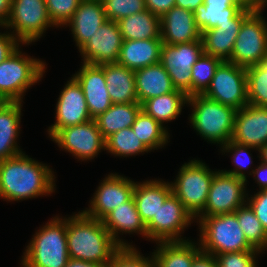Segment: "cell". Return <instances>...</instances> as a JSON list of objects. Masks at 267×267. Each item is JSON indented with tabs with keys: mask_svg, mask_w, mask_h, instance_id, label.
Listing matches in <instances>:
<instances>
[{
	"mask_svg": "<svg viewBox=\"0 0 267 267\" xmlns=\"http://www.w3.org/2000/svg\"><path fill=\"white\" fill-rule=\"evenodd\" d=\"M54 179L49 166L23 152L0 161V197L7 201L51 194L55 189Z\"/></svg>",
	"mask_w": 267,
	"mask_h": 267,
	"instance_id": "1",
	"label": "cell"
},
{
	"mask_svg": "<svg viewBox=\"0 0 267 267\" xmlns=\"http://www.w3.org/2000/svg\"><path fill=\"white\" fill-rule=\"evenodd\" d=\"M66 237L70 259L99 265L108 264L120 248L101 220L88 217L83 212L67 219Z\"/></svg>",
	"mask_w": 267,
	"mask_h": 267,
	"instance_id": "2",
	"label": "cell"
},
{
	"mask_svg": "<svg viewBox=\"0 0 267 267\" xmlns=\"http://www.w3.org/2000/svg\"><path fill=\"white\" fill-rule=\"evenodd\" d=\"M67 218L55 217L39 229L25 249L23 267H65L69 261Z\"/></svg>",
	"mask_w": 267,
	"mask_h": 267,
	"instance_id": "3",
	"label": "cell"
},
{
	"mask_svg": "<svg viewBox=\"0 0 267 267\" xmlns=\"http://www.w3.org/2000/svg\"><path fill=\"white\" fill-rule=\"evenodd\" d=\"M186 104L193 107L190 122L202 138L222 146L232 139L236 109L204 95L190 96Z\"/></svg>",
	"mask_w": 267,
	"mask_h": 267,
	"instance_id": "4",
	"label": "cell"
},
{
	"mask_svg": "<svg viewBox=\"0 0 267 267\" xmlns=\"http://www.w3.org/2000/svg\"><path fill=\"white\" fill-rule=\"evenodd\" d=\"M200 241L203 252L212 255L258 251L246 240L235 213H226L199 218Z\"/></svg>",
	"mask_w": 267,
	"mask_h": 267,
	"instance_id": "5",
	"label": "cell"
},
{
	"mask_svg": "<svg viewBox=\"0 0 267 267\" xmlns=\"http://www.w3.org/2000/svg\"><path fill=\"white\" fill-rule=\"evenodd\" d=\"M45 69L44 62L26 57L18 48L0 63V99L22 102L26 90L43 77Z\"/></svg>",
	"mask_w": 267,
	"mask_h": 267,
	"instance_id": "6",
	"label": "cell"
},
{
	"mask_svg": "<svg viewBox=\"0 0 267 267\" xmlns=\"http://www.w3.org/2000/svg\"><path fill=\"white\" fill-rule=\"evenodd\" d=\"M215 173L202 161L191 160L181 166L176 181L170 183L172 193L194 218L198 217L205 208Z\"/></svg>",
	"mask_w": 267,
	"mask_h": 267,
	"instance_id": "7",
	"label": "cell"
},
{
	"mask_svg": "<svg viewBox=\"0 0 267 267\" xmlns=\"http://www.w3.org/2000/svg\"><path fill=\"white\" fill-rule=\"evenodd\" d=\"M261 10L252 11L244 19L229 62L247 68L258 65L267 56V24Z\"/></svg>",
	"mask_w": 267,
	"mask_h": 267,
	"instance_id": "8",
	"label": "cell"
},
{
	"mask_svg": "<svg viewBox=\"0 0 267 267\" xmlns=\"http://www.w3.org/2000/svg\"><path fill=\"white\" fill-rule=\"evenodd\" d=\"M51 25L55 26L49 17L45 0H12L5 28L14 29L13 35L22 44L38 40Z\"/></svg>",
	"mask_w": 267,
	"mask_h": 267,
	"instance_id": "9",
	"label": "cell"
},
{
	"mask_svg": "<svg viewBox=\"0 0 267 267\" xmlns=\"http://www.w3.org/2000/svg\"><path fill=\"white\" fill-rule=\"evenodd\" d=\"M203 95L236 110L245 107L248 105L246 68L223 61Z\"/></svg>",
	"mask_w": 267,
	"mask_h": 267,
	"instance_id": "10",
	"label": "cell"
},
{
	"mask_svg": "<svg viewBox=\"0 0 267 267\" xmlns=\"http://www.w3.org/2000/svg\"><path fill=\"white\" fill-rule=\"evenodd\" d=\"M204 52L202 39L177 45L163 44L160 63L168 72L176 90L191 96V70Z\"/></svg>",
	"mask_w": 267,
	"mask_h": 267,
	"instance_id": "11",
	"label": "cell"
},
{
	"mask_svg": "<svg viewBox=\"0 0 267 267\" xmlns=\"http://www.w3.org/2000/svg\"><path fill=\"white\" fill-rule=\"evenodd\" d=\"M244 180L234 175L216 171L211 182L207 202L199 218L212 215L234 213L246 203V185Z\"/></svg>",
	"mask_w": 267,
	"mask_h": 267,
	"instance_id": "12",
	"label": "cell"
},
{
	"mask_svg": "<svg viewBox=\"0 0 267 267\" xmlns=\"http://www.w3.org/2000/svg\"><path fill=\"white\" fill-rule=\"evenodd\" d=\"M193 218L182 202L172 193L164 204L160 205L156 216L146 225L147 238L159 243L184 241L179 234L191 224Z\"/></svg>",
	"mask_w": 267,
	"mask_h": 267,
	"instance_id": "13",
	"label": "cell"
},
{
	"mask_svg": "<svg viewBox=\"0 0 267 267\" xmlns=\"http://www.w3.org/2000/svg\"><path fill=\"white\" fill-rule=\"evenodd\" d=\"M51 139L79 160L93 159L101 149H106V140L94 119L80 125L64 127Z\"/></svg>",
	"mask_w": 267,
	"mask_h": 267,
	"instance_id": "14",
	"label": "cell"
},
{
	"mask_svg": "<svg viewBox=\"0 0 267 267\" xmlns=\"http://www.w3.org/2000/svg\"><path fill=\"white\" fill-rule=\"evenodd\" d=\"M134 187V181L112 173L101 182L89 209L82 212L88 217L102 220L113 209L133 197Z\"/></svg>",
	"mask_w": 267,
	"mask_h": 267,
	"instance_id": "15",
	"label": "cell"
},
{
	"mask_svg": "<svg viewBox=\"0 0 267 267\" xmlns=\"http://www.w3.org/2000/svg\"><path fill=\"white\" fill-rule=\"evenodd\" d=\"M92 120L81 85L72 77L61 91L56 105V121L49 127L52 138L60 129Z\"/></svg>",
	"mask_w": 267,
	"mask_h": 267,
	"instance_id": "16",
	"label": "cell"
},
{
	"mask_svg": "<svg viewBox=\"0 0 267 267\" xmlns=\"http://www.w3.org/2000/svg\"><path fill=\"white\" fill-rule=\"evenodd\" d=\"M123 37L116 21H105L80 49L84 63L101 65L116 63Z\"/></svg>",
	"mask_w": 267,
	"mask_h": 267,
	"instance_id": "17",
	"label": "cell"
},
{
	"mask_svg": "<svg viewBox=\"0 0 267 267\" xmlns=\"http://www.w3.org/2000/svg\"><path fill=\"white\" fill-rule=\"evenodd\" d=\"M231 141L260 151L267 144V107L248 104L237 110Z\"/></svg>",
	"mask_w": 267,
	"mask_h": 267,
	"instance_id": "18",
	"label": "cell"
},
{
	"mask_svg": "<svg viewBox=\"0 0 267 267\" xmlns=\"http://www.w3.org/2000/svg\"><path fill=\"white\" fill-rule=\"evenodd\" d=\"M81 85L92 119L108 110L113 104L107 90L104 70L100 65L83 62L79 72L73 76Z\"/></svg>",
	"mask_w": 267,
	"mask_h": 267,
	"instance_id": "19",
	"label": "cell"
},
{
	"mask_svg": "<svg viewBox=\"0 0 267 267\" xmlns=\"http://www.w3.org/2000/svg\"><path fill=\"white\" fill-rule=\"evenodd\" d=\"M160 37L163 44L177 45L201 39L194 13L174 6L160 17Z\"/></svg>",
	"mask_w": 267,
	"mask_h": 267,
	"instance_id": "20",
	"label": "cell"
},
{
	"mask_svg": "<svg viewBox=\"0 0 267 267\" xmlns=\"http://www.w3.org/2000/svg\"><path fill=\"white\" fill-rule=\"evenodd\" d=\"M251 12L241 9L228 22L217 24V27L204 31L201 34L204 53L219 58L222 61H230L240 27L244 19Z\"/></svg>",
	"mask_w": 267,
	"mask_h": 267,
	"instance_id": "21",
	"label": "cell"
},
{
	"mask_svg": "<svg viewBox=\"0 0 267 267\" xmlns=\"http://www.w3.org/2000/svg\"><path fill=\"white\" fill-rule=\"evenodd\" d=\"M105 21L107 18L102 2L81 0L65 25H70L74 41L80 50Z\"/></svg>",
	"mask_w": 267,
	"mask_h": 267,
	"instance_id": "22",
	"label": "cell"
},
{
	"mask_svg": "<svg viewBox=\"0 0 267 267\" xmlns=\"http://www.w3.org/2000/svg\"><path fill=\"white\" fill-rule=\"evenodd\" d=\"M101 221L112 236L113 240L120 247H131V245L118 238L119 232H125V234L138 232L147 238L146 225L140 218L133 197L126 203H123L119 207L113 209Z\"/></svg>",
	"mask_w": 267,
	"mask_h": 267,
	"instance_id": "23",
	"label": "cell"
},
{
	"mask_svg": "<svg viewBox=\"0 0 267 267\" xmlns=\"http://www.w3.org/2000/svg\"><path fill=\"white\" fill-rule=\"evenodd\" d=\"M100 66L104 70L106 88L113 104L138 103L135 70L118 63H104Z\"/></svg>",
	"mask_w": 267,
	"mask_h": 267,
	"instance_id": "24",
	"label": "cell"
},
{
	"mask_svg": "<svg viewBox=\"0 0 267 267\" xmlns=\"http://www.w3.org/2000/svg\"><path fill=\"white\" fill-rule=\"evenodd\" d=\"M162 45L161 39L123 40L116 63L131 70L157 64Z\"/></svg>",
	"mask_w": 267,
	"mask_h": 267,
	"instance_id": "25",
	"label": "cell"
},
{
	"mask_svg": "<svg viewBox=\"0 0 267 267\" xmlns=\"http://www.w3.org/2000/svg\"><path fill=\"white\" fill-rule=\"evenodd\" d=\"M172 194L170 183L158 180L135 183L133 198L141 220L147 225L156 216L160 205Z\"/></svg>",
	"mask_w": 267,
	"mask_h": 267,
	"instance_id": "26",
	"label": "cell"
},
{
	"mask_svg": "<svg viewBox=\"0 0 267 267\" xmlns=\"http://www.w3.org/2000/svg\"><path fill=\"white\" fill-rule=\"evenodd\" d=\"M135 85L140 104L152 97L176 90L168 72L160 62L135 70Z\"/></svg>",
	"mask_w": 267,
	"mask_h": 267,
	"instance_id": "27",
	"label": "cell"
},
{
	"mask_svg": "<svg viewBox=\"0 0 267 267\" xmlns=\"http://www.w3.org/2000/svg\"><path fill=\"white\" fill-rule=\"evenodd\" d=\"M22 102L0 104V161L22 153L16 139L20 133Z\"/></svg>",
	"mask_w": 267,
	"mask_h": 267,
	"instance_id": "28",
	"label": "cell"
},
{
	"mask_svg": "<svg viewBox=\"0 0 267 267\" xmlns=\"http://www.w3.org/2000/svg\"><path fill=\"white\" fill-rule=\"evenodd\" d=\"M153 254L154 267H191L194 258L202 251L189 240L158 242Z\"/></svg>",
	"mask_w": 267,
	"mask_h": 267,
	"instance_id": "29",
	"label": "cell"
},
{
	"mask_svg": "<svg viewBox=\"0 0 267 267\" xmlns=\"http://www.w3.org/2000/svg\"><path fill=\"white\" fill-rule=\"evenodd\" d=\"M123 40L161 39L160 17L149 10L117 21Z\"/></svg>",
	"mask_w": 267,
	"mask_h": 267,
	"instance_id": "30",
	"label": "cell"
},
{
	"mask_svg": "<svg viewBox=\"0 0 267 267\" xmlns=\"http://www.w3.org/2000/svg\"><path fill=\"white\" fill-rule=\"evenodd\" d=\"M140 110V103L112 104L108 110L101 113L94 120L106 140L117 131L131 127Z\"/></svg>",
	"mask_w": 267,
	"mask_h": 267,
	"instance_id": "31",
	"label": "cell"
},
{
	"mask_svg": "<svg viewBox=\"0 0 267 267\" xmlns=\"http://www.w3.org/2000/svg\"><path fill=\"white\" fill-rule=\"evenodd\" d=\"M188 101V96L179 90L164 95L152 97L141 104V109L162 126L181 114L182 107Z\"/></svg>",
	"mask_w": 267,
	"mask_h": 267,
	"instance_id": "32",
	"label": "cell"
},
{
	"mask_svg": "<svg viewBox=\"0 0 267 267\" xmlns=\"http://www.w3.org/2000/svg\"><path fill=\"white\" fill-rule=\"evenodd\" d=\"M138 139L151 151L168 142L169 134L165 127L142 109L137 114L134 124L131 126Z\"/></svg>",
	"mask_w": 267,
	"mask_h": 267,
	"instance_id": "33",
	"label": "cell"
},
{
	"mask_svg": "<svg viewBox=\"0 0 267 267\" xmlns=\"http://www.w3.org/2000/svg\"><path fill=\"white\" fill-rule=\"evenodd\" d=\"M234 213L248 243L260 252L265 251V248L267 249V232L251 207L245 204Z\"/></svg>",
	"mask_w": 267,
	"mask_h": 267,
	"instance_id": "34",
	"label": "cell"
},
{
	"mask_svg": "<svg viewBox=\"0 0 267 267\" xmlns=\"http://www.w3.org/2000/svg\"><path fill=\"white\" fill-rule=\"evenodd\" d=\"M222 62L219 58L202 53L192 66L191 96L203 95L207 91L217 68Z\"/></svg>",
	"mask_w": 267,
	"mask_h": 267,
	"instance_id": "35",
	"label": "cell"
},
{
	"mask_svg": "<svg viewBox=\"0 0 267 267\" xmlns=\"http://www.w3.org/2000/svg\"><path fill=\"white\" fill-rule=\"evenodd\" d=\"M248 104L267 107V56L258 65L246 68Z\"/></svg>",
	"mask_w": 267,
	"mask_h": 267,
	"instance_id": "36",
	"label": "cell"
},
{
	"mask_svg": "<svg viewBox=\"0 0 267 267\" xmlns=\"http://www.w3.org/2000/svg\"><path fill=\"white\" fill-rule=\"evenodd\" d=\"M106 150L116 156H131L150 151L134 134L131 127L124 128L106 139Z\"/></svg>",
	"mask_w": 267,
	"mask_h": 267,
	"instance_id": "37",
	"label": "cell"
},
{
	"mask_svg": "<svg viewBox=\"0 0 267 267\" xmlns=\"http://www.w3.org/2000/svg\"><path fill=\"white\" fill-rule=\"evenodd\" d=\"M242 8L237 4L230 7H216L210 5H199L194 13L196 26L201 31V34L211 28L217 27V24L228 22Z\"/></svg>",
	"mask_w": 267,
	"mask_h": 267,
	"instance_id": "38",
	"label": "cell"
},
{
	"mask_svg": "<svg viewBox=\"0 0 267 267\" xmlns=\"http://www.w3.org/2000/svg\"><path fill=\"white\" fill-rule=\"evenodd\" d=\"M107 20L118 21L146 10L145 0H103Z\"/></svg>",
	"mask_w": 267,
	"mask_h": 267,
	"instance_id": "39",
	"label": "cell"
},
{
	"mask_svg": "<svg viewBox=\"0 0 267 267\" xmlns=\"http://www.w3.org/2000/svg\"><path fill=\"white\" fill-rule=\"evenodd\" d=\"M105 267H154V259L145 258L134 248L120 247Z\"/></svg>",
	"mask_w": 267,
	"mask_h": 267,
	"instance_id": "40",
	"label": "cell"
},
{
	"mask_svg": "<svg viewBox=\"0 0 267 267\" xmlns=\"http://www.w3.org/2000/svg\"><path fill=\"white\" fill-rule=\"evenodd\" d=\"M81 0H45L49 17L57 26L65 25L74 15Z\"/></svg>",
	"mask_w": 267,
	"mask_h": 267,
	"instance_id": "41",
	"label": "cell"
},
{
	"mask_svg": "<svg viewBox=\"0 0 267 267\" xmlns=\"http://www.w3.org/2000/svg\"><path fill=\"white\" fill-rule=\"evenodd\" d=\"M223 152H234L233 153V163H235V166L236 168L233 169V170H229V171H223L224 173H227V174H230V175H234L235 177H239V178H242L244 180H247L246 178V175L242 172L243 169H246V168H249L247 167V165H244V159H247V162H249V165H250V162H253L251 161V157H250V153L247 149H255L254 147H250V146H247V145H241V144H238L234 141H229L228 143H225L223 145ZM243 154V155H242ZM248 155V156H247ZM242 156V157H241ZM245 156V157H244ZM244 162V163H243Z\"/></svg>",
	"mask_w": 267,
	"mask_h": 267,
	"instance_id": "42",
	"label": "cell"
},
{
	"mask_svg": "<svg viewBox=\"0 0 267 267\" xmlns=\"http://www.w3.org/2000/svg\"><path fill=\"white\" fill-rule=\"evenodd\" d=\"M260 251H240L215 255L218 267H256Z\"/></svg>",
	"mask_w": 267,
	"mask_h": 267,
	"instance_id": "43",
	"label": "cell"
},
{
	"mask_svg": "<svg viewBox=\"0 0 267 267\" xmlns=\"http://www.w3.org/2000/svg\"><path fill=\"white\" fill-rule=\"evenodd\" d=\"M247 199L246 204L251 207L267 232V190L257 192L254 197H251V200L248 197Z\"/></svg>",
	"mask_w": 267,
	"mask_h": 267,
	"instance_id": "44",
	"label": "cell"
},
{
	"mask_svg": "<svg viewBox=\"0 0 267 267\" xmlns=\"http://www.w3.org/2000/svg\"><path fill=\"white\" fill-rule=\"evenodd\" d=\"M18 42L20 41L12 33H0V63L19 48Z\"/></svg>",
	"mask_w": 267,
	"mask_h": 267,
	"instance_id": "45",
	"label": "cell"
},
{
	"mask_svg": "<svg viewBox=\"0 0 267 267\" xmlns=\"http://www.w3.org/2000/svg\"><path fill=\"white\" fill-rule=\"evenodd\" d=\"M146 9L161 17L175 6V0H145Z\"/></svg>",
	"mask_w": 267,
	"mask_h": 267,
	"instance_id": "46",
	"label": "cell"
},
{
	"mask_svg": "<svg viewBox=\"0 0 267 267\" xmlns=\"http://www.w3.org/2000/svg\"><path fill=\"white\" fill-rule=\"evenodd\" d=\"M191 267H218L214 255L201 251L195 258Z\"/></svg>",
	"mask_w": 267,
	"mask_h": 267,
	"instance_id": "47",
	"label": "cell"
},
{
	"mask_svg": "<svg viewBox=\"0 0 267 267\" xmlns=\"http://www.w3.org/2000/svg\"><path fill=\"white\" fill-rule=\"evenodd\" d=\"M252 174L255 176L257 184L260 186V190H267V164L262 162L257 169L252 170Z\"/></svg>",
	"mask_w": 267,
	"mask_h": 267,
	"instance_id": "48",
	"label": "cell"
},
{
	"mask_svg": "<svg viewBox=\"0 0 267 267\" xmlns=\"http://www.w3.org/2000/svg\"><path fill=\"white\" fill-rule=\"evenodd\" d=\"M12 0H0V26L5 27L11 13Z\"/></svg>",
	"mask_w": 267,
	"mask_h": 267,
	"instance_id": "49",
	"label": "cell"
},
{
	"mask_svg": "<svg viewBox=\"0 0 267 267\" xmlns=\"http://www.w3.org/2000/svg\"><path fill=\"white\" fill-rule=\"evenodd\" d=\"M234 4H237L242 9L248 11H255L263 8L256 0H232Z\"/></svg>",
	"mask_w": 267,
	"mask_h": 267,
	"instance_id": "50",
	"label": "cell"
},
{
	"mask_svg": "<svg viewBox=\"0 0 267 267\" xmlns=\"http://www.w3.org/2000/svg\"><path fill=\"white\" fill-rule=\"evenodd\" d=\"M204 4V0H175V5L187 10L195 11V9Z\"/></svg>",
	"mask_w": 267,
	"mask_h": 267,
	"instance_id": "51",
	"label": "cell"
},
{
	"mask_svg": "<svg viewBox=\"0 0 267 267\" xmlns=\"http://www.w3.org/2000/svg\"><path fill=\"white\" fill-rule=\"evenodd\" d=\"M65 267H105L93 262H86L79 259H69Z\"/></svg>",
	"mask_w": 267,
	"mask_h": 267,
	"instance_id": "52",
	"label": "cell"
},
{
	"mask_svg": "<svg viewBox=\"0 0 267 267\" xmlns=\"http://www.w3.org/2000/svg\"><path fill=\"white\" fill-rule=\"evenodd\" d=\"M204 4L216 7H230L234 5L232 0H204Z\"/></svg>",
	"mask_w": 267,
	"mask_h": 267,
	"instance_id": "53",
	"label": "cell"
},
{
	"mask_svg": "<svg viewBox=\"0 0 267 267\" xmlns=\"http://www.w3.org/2000/svg\"><path fill=\"white\" fill-rule=\"evenodd\" d=\"M259 153L261 161L267 164V144L260 149Z\"/></svg>",
	"mask_w": 267,
	"mask_h": 267,
	"instance_id": "54",
	"label": "cell"
},
{
	"mask_svg": "<svg viewBox=\"0 0 267 267\" xmlns=\"http://www.w3.org/2000/svg\"><path fill=\"white\" fill-rule=\"evenodd\" d=\"M262 7L265 6V3H267V0H256Z\"/></svg>",
	"mask_w": 267,
	"mask_h": 267,
	"instance_id": "55",
	"label": "cell"
},
{
	"mask_svg": "<svg viewBox=\"0 0 267 267\" xmlns=\"http://www.w3.org/2000/svg\"><path fill=\"white\" fill-rule=\"evenodd\" d=\"M89 1H99V2H102L103 0H89Z\"/></svg>",
	"mask_w": 267,
	"mask_h": 267,
	"instance_id": "56",
	"label": "cell"
}]
</instances>
